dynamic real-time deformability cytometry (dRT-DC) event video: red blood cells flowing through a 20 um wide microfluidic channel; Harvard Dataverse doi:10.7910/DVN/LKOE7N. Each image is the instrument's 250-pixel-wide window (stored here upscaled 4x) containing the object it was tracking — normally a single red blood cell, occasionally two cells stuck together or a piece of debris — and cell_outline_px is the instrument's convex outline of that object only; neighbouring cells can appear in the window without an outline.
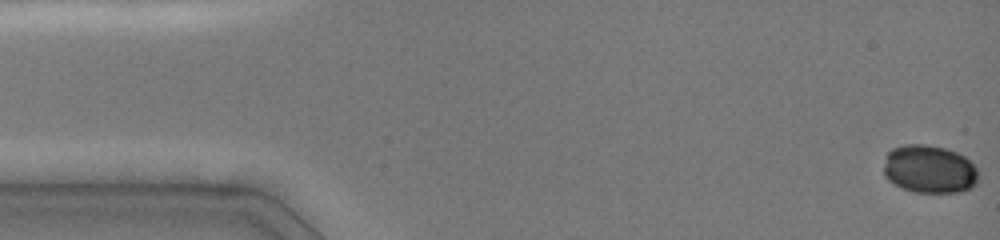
{"species": "common noctule bat (a hibernating species)", "species_latin": "Nyctalus noctula", "temperature_condition": "cold", "stored_images_in_passage": 8, "camera_frame_rate_fps": 3000, "um_per_image_px": 0.085, "animal": {"sex": "female", "body_mass_g": 19.0, "forearm_length_mm": 51.5}, "frame": {"image": 1, "passage_image": 1, "time_ms": 0.0, "image_size_px": [1000, 240], "cell_outline_px": [[976, 184], [972, 188], [964, 192], [912, 192], [888, 180], [884, 176], [884, 164], [888, 152], [892, 148], [904, 144], [924, 144], [944, 148], [956, 152], [964, 156], [976, 168]], "centroid_in_image_um": [78.98, 14.38], "position_along_channel_um": 6.0, "area_um2": 26.47}}
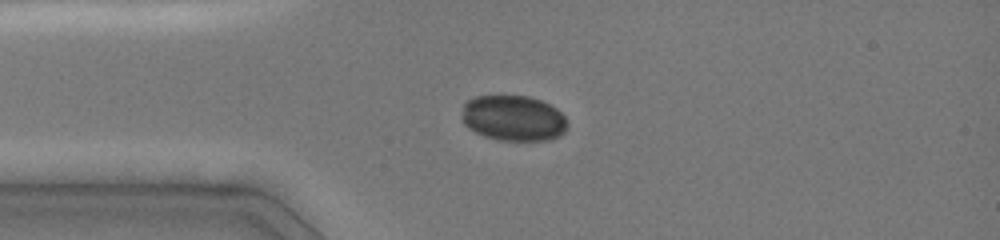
{"frame": {"image": 2, "passage_image": 7, "time_ms": 3.667, "image_size_px": [1000, 240], "cell_outline_px": [[568, 128], [560, 136], [552, 140], [500, 140], [484, 136], [468, 128], [464, 124], [460, 116], [464, 104], [468, 100], [476, 96], [528, 96], [540, 100], [556, 108], [564, 116], [568, 124]], "centroid_in_image_um": [43.64, 10.05], "position_along_channel_um": 41.4, "area_um2": 28.21}}